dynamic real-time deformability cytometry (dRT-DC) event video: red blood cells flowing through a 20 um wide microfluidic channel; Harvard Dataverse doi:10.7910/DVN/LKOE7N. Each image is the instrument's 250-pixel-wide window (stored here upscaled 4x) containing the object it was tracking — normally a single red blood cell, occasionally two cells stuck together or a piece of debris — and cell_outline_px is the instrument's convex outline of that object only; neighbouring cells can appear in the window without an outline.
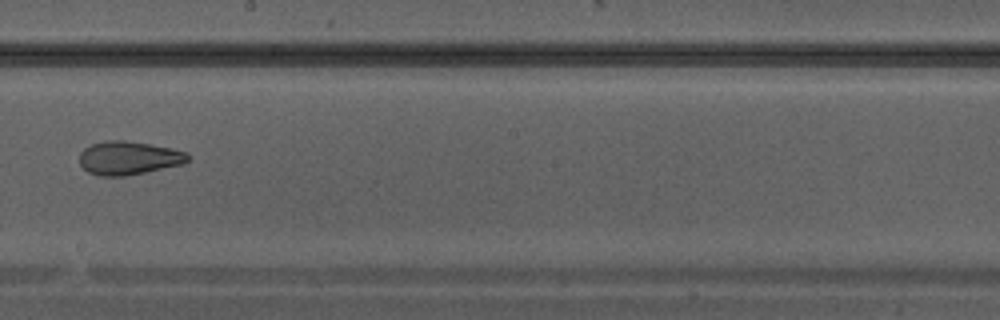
{"species": "Egyptian fruit bat (a non-hibernating species)", "species_latin": "Rousettus aegyptiacus", "temperature_condition": "warm", "stored_images_in_passage": 37, "camera_frame_rate_fps": 3000, "um_per_image_px": 0.085, "animal": {"sex": "male"}, "frame": {"image": 1, "passage_image": 22, "time_ms": 7.0, "image_size_px": [1000, 320], "cell_outline_px": [[188, 160], [184, 164], [124, 176], [100, 176], [88, 172], [80, 164], [80, 152], [84, 148], [92, 144], [104, 140], [124, 140], [172, 148], [188, 152]], "centroid_in_image_um": [10.93, 13.42], "position_along_channel_um": 237.3, "area_um2": 21.1}}